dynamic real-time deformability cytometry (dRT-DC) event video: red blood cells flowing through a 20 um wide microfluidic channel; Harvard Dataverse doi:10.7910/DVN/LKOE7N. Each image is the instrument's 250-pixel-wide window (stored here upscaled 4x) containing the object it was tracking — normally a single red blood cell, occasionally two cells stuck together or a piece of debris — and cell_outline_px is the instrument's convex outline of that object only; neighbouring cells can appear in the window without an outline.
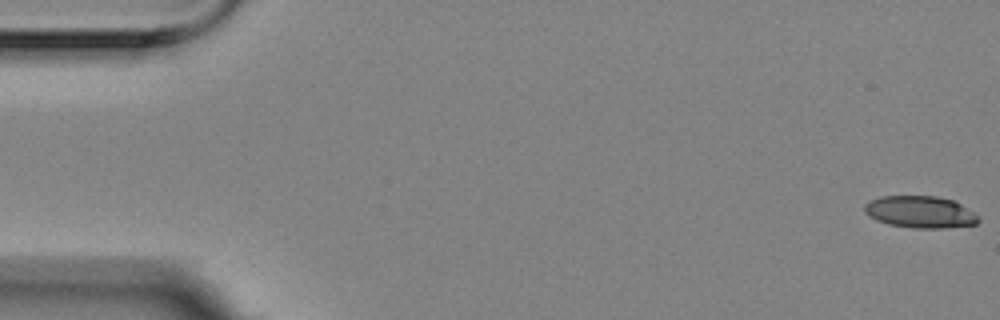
{"species": "Egyptian fruit bat (a non-hibernating species)", "species_latin": "Rousettus aegyptiacus", "temperature_condition": "room temperature", "stored_images_in_passage": 5, "camera_frame_rate_fps": 3000, "um_per_image_px": 0.085, "animal": {"sex": "female"}, "frame": {"image": 1, "passage_image": 1, "time_ms": 0.0, "image_size_px": [1000, 320], "cell_outline_px": [[980, 220], [976, 224], [944, 228], [912, 228], [888, 224], [876, 220], [868, 216], [864, 212], [864, 204], [880, 196], [936, 196], [952, 200], [960, 204], [980, 216]], "centroid_in_image_um": [78.21, 18.02], "position_along_channel_um": 6.8, "area_um2": 21.27}}
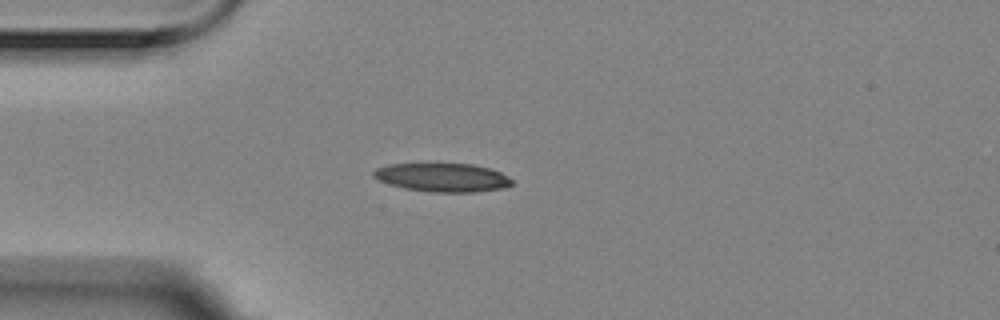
{"frame": {"image": 2, "passage_image": 5, "time_ms": 1.333, "image_size_px": [1000, 320], "cell_outline_px": [[512, 184], [504, 188], [476, 192], [432, 192], [404, 188], [380, 180], [372, 176], [372, 172], [376, 168], [388, 164], [420, 160], [472, 164], [488, 168], [500, 172], [508, 176], [512, 180]], "centroid_in_image_um": [37.56, 15.02], "position_along_channel_um": 47.4, "area_um2": 24.1}}